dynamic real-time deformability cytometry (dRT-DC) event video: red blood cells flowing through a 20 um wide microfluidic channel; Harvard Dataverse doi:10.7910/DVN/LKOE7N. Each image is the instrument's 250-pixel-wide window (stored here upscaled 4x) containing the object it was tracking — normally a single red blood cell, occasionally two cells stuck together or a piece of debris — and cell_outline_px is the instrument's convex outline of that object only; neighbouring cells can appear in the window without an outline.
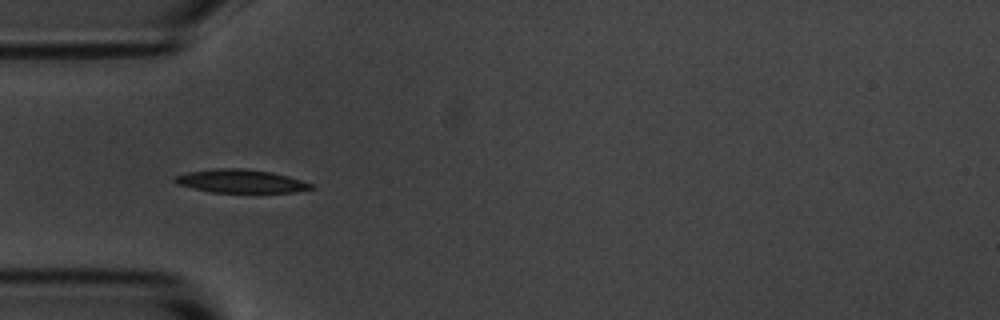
{"species": "common noctule bat (a hibernating species)", "species_latin": "Nyctalus noctula", "temperature_condition": "room temperature", "stored_images_in_passage": 5, "camera_frame_rate_fps": 3000, "um_per_image_px": 0.085, "animal": {"sex": "male", "body_mass_g": 20.1, "forearm_length_mm": 53.5}, "frame": {"image": 1, "passage_image": 5, "time_ms": 4.667, "image_size_px": [1000, 320], "cell_outline_px": [[316, 188], [292, 192], [212, 192], [192, 188], [176, 184], [172, 180], [176, 176], [188, 172], [216, 168], [244, 168], [272, 172], [288, 176], [312, 184]], "centroid_in_image_um": [20.45, 15.39], "position_along_channel_um": 64.6, "area_um2": 18.44}}